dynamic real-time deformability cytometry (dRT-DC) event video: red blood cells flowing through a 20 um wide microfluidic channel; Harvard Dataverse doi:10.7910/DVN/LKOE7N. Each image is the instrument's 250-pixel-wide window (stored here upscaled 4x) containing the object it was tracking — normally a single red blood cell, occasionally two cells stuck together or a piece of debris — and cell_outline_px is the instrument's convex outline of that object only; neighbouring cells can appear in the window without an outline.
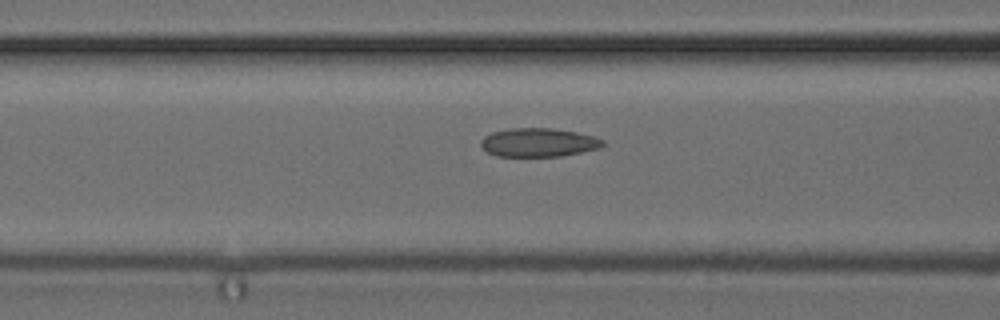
{"species": "common noctule bat (a hibernating species)", "species_latin": "Nyctalus noctula", "temperature_condition": "cold", "stored_images_in_passage": 8, "camera_frame_rate_fps": 3000, "um_per_image_px": 0.085, "animal": {"sex": "female", "body_mass_g": 24.6, "forearm_length_mm": 56.2}, "frame": {"image": 1, "passage_image": 6, "time_ms": 1.667, "image_size_px": [1000, 320], "cell_outline_px": [[604, 144], [600, 148], [560, 156], [496, 156], [488, 152], [480, 144], [480, 140], [484, 136], [492, 132], [508, 128], [552, 128], [576, 132], [592, 136], [604, 140]], "centroid_in_image_um": [45.75, 12.1], "position_along_channel_um": 120.9, "area_um2": 20.29}}